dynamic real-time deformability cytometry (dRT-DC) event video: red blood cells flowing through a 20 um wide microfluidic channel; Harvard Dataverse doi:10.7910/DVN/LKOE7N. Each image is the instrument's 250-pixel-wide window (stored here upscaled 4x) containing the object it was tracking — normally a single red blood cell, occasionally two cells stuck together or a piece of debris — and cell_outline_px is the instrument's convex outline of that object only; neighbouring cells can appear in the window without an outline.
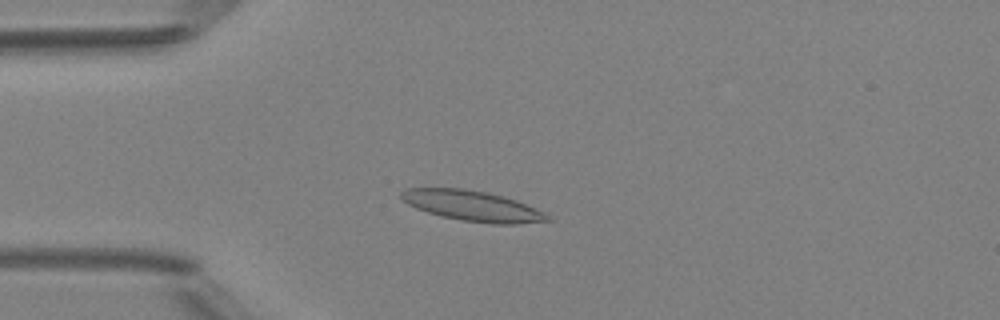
{"species": "Egyptian fruit bat (a non-hibernating species)", "species_latin": "Rousettus aegyptiacus", "temperature_condition": "room temperature", "stored_images_in_passage": 48, "camera_frame_rate_fps": 3000, "um_per_image_px": 0.085, "animal": {"sex": "female"}, "frame": {"image": 1, "passage_image": 12, "time_ms": 3.667, "image_size_px": [1000, 320], "cell_outline_px": [[556, 220], [516, 224], [492, 224], [464, 220], [440, 216], [416, 208], [408, 204], [400, 196], [400, 192], [404, 188], [464, 188], [488, 192], [504, 196], [516, 200], [544, 212]], "centroid_in_image_um": [40.18, 17.5], "position_along_channel_um": 44.8, "area_um2": 26.01}}
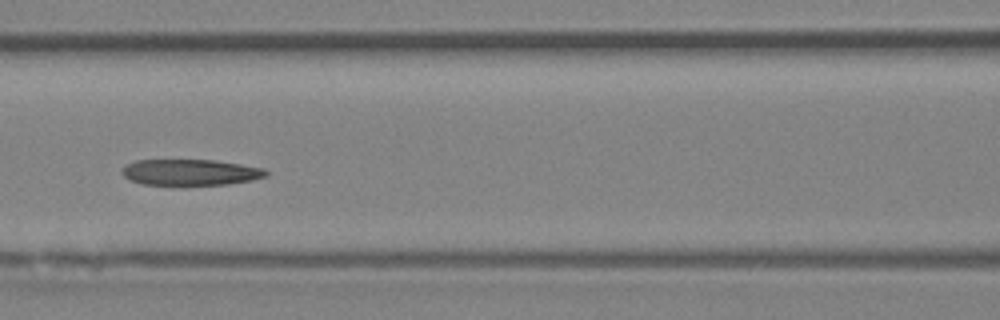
{"frame": {"image": 2, "passage_image": 21, "time_ms": 6.667, "image_size_px": [1000, 320], "cell_outline_px": [[268, 176], [252, 180], [228, 184], [140, 184], [124, 176], [120, 172], [120, 168], [124, 164], [136, 160], [216, 160], [264, 168], [268, 172]], "centroid_in_image_um": [16.16, 14.63], "position_along_channel_um": 150.4, "area_um2": 21.85}}
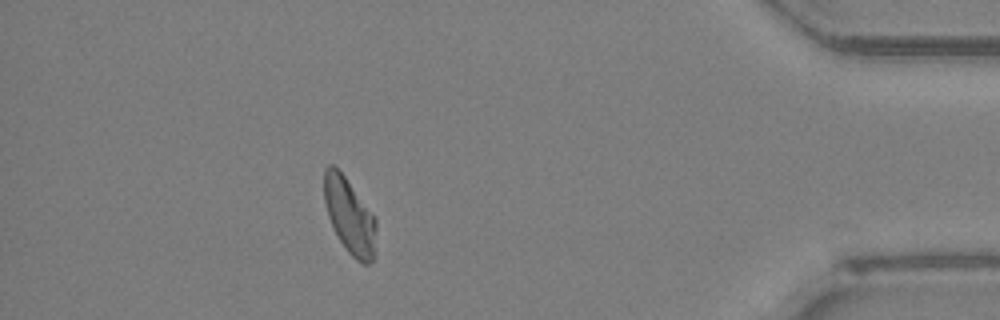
{"frame": {"image": 3, "passage_image": 43, "time_ms": 14.0, "image_size_px": [1000, 320], "cell_outline_px": [[376, 256], [368, 264], [364, 264], [356, 260], [348, 252], [340, 240], [328, 216], [324, 200], [324, 168], [328, 164], [332, 164], [344, 176], [376, 220]], "centroid_in_image_um": [29.72, 18.4], "position_along_channel_um": 405.5, "area_um2": 22.54}, "authors_computed_cell_mechanics": {"area_um2": 23.2645, "velocity_mm_per_s": 4.1645, "shape_relaxation_time_tau1_ms": null, "shape_relaxation_time_tau2_ms": 2.5548, "deformation_change_tau1": null, "deformation_change_tau2": 0.104}}